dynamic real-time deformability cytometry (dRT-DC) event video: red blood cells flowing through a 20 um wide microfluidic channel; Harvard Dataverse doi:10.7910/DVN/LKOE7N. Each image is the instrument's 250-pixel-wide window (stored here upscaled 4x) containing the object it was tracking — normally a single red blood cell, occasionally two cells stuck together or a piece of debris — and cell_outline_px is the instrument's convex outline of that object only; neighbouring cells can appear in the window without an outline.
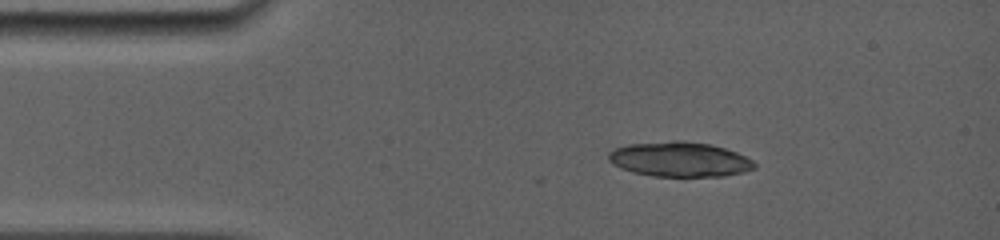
{"species": "common noctule bat (a hibernating species)", "species_latin": "Nyctalus noctula", "temperature_condition": "room temperature", "stored_images_in_passage": 2, "camera_frame_rate_fps": 5000, "um_per_image_px": 0.085, "animal": {"sex": "female", "body_mass_g": 19.0, "forearm_length_mm": 56.7}, "frame": {"image": 1, "passage_image": 2, "time_ms": 0.2, "image_size_px": [1000, 240], "cell_outline_px": [[756, 168], [744, 172], [724, 176], [652, 176], [632, 172], [620, 168], [612, 164], [608, 160], [608, 152], [612, 148], [628, 144], [672, 140], [680, 140], [712, 144], [736, 152], [752, 160], [756, 164]], "centroid_in_image_um": [57.73, 13.53], "position_along_channel_um": 27.3, "area_um2": 29.94}}